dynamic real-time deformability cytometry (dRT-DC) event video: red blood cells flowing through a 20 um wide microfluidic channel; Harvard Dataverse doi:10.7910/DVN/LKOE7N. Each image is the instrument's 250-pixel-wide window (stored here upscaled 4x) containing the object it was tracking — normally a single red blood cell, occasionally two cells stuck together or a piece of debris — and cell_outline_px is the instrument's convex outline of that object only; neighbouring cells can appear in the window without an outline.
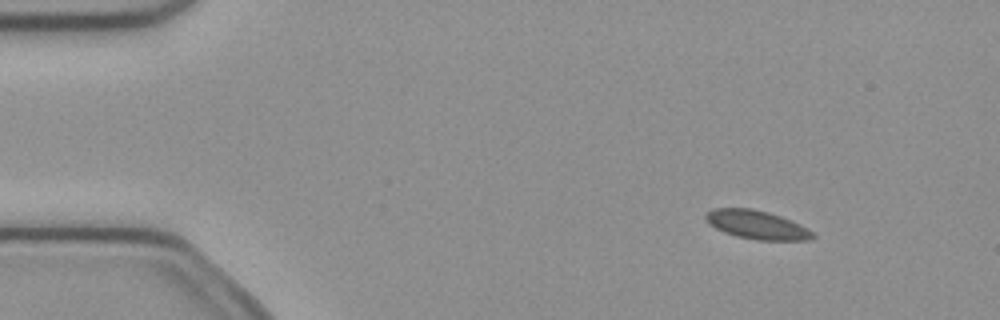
{"species": "common noctule bat (a hibernating species)", "species_latin": "Nyctalus noctula", "temperature_condition": "cold", "stored_images_in_passage": 4, "camera_frame_rate_fps": 3000, "um_per_image_px": 0.085, "animal": {"sex": "female", "body_mass_g": 21.9}, "frame": {"image": 1, "passage_image": 2, "time_ms": 0.333, "image_size_px": [1000, 320], "cell_outline_px": [[816, 236], [812, 240], [756, 240], [736, 236], [724, 232], [708, 224], [704, 220], [704, 216], [712, 208], [752, 208], [768, 212], [792, 220], [808, 228]], "centroid_in_image_um": [64.33, 19.1], "position_along_channel_um": 20.7, "area_um2": 18.03}}